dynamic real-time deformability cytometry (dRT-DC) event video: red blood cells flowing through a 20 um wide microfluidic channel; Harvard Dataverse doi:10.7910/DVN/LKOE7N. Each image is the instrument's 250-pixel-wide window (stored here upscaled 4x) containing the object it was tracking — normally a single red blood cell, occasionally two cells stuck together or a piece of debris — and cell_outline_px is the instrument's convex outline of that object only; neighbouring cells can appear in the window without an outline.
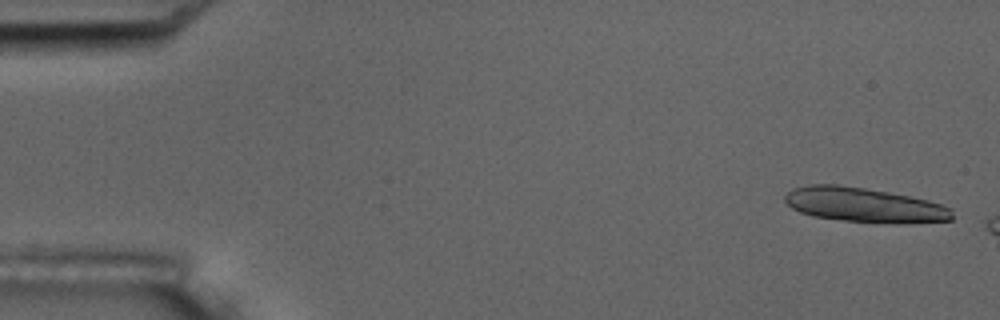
{"species": "common noctule bat (a hibernating species)", "species_latin": "Nyctalus noctula", "temperature_condition": "room temperature", "stored_images_in_passage": 3, "camera_frame_rate_fps": 3000, "um_per_image_px": 0.085, "animal": {"sex": "male", "body_mass_g": 17.5, "forearm_length_mm": 52.3}, "frame": {"image": 1, "passage_image": 1, "time_ms": 0.0, "image_size_px": [1000, 320], "cell_outline_px": [[952, 220], [896, 224], [844, 220], [812, 216], [800, 212], [792, 208], [784, 200], [784, 196], [792, 188], [808, 184], [836, 184], [864, 188], [888, 192], [928, 200], [952, 208]], "centroid_in_image_um": [73.44, 17.42], "position_along_channel_um": 11.6, "area_um2": 33.7}}